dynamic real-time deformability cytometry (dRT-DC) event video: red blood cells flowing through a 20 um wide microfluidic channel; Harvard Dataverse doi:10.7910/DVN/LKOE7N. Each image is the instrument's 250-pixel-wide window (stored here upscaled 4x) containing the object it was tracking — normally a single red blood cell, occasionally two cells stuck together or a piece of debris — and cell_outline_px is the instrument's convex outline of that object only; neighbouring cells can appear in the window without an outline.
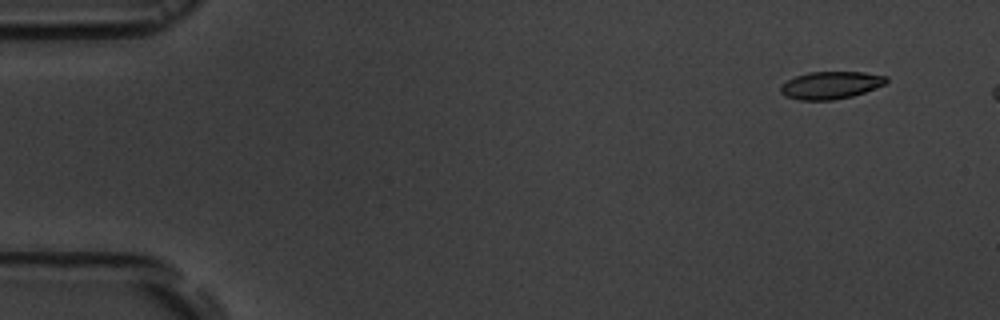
{"species": "common noctule bat (a hibernating species)", "species_latin": "Nyctalus noctula", "temperature_condition": "room temperature", "stored_images_in_passage": 7, "camera_frame_rate_fps": 3000, "um_per_image_px": 0.085, "animal": {"sex": "male", "body_mass_g": 19.5, "forearm_length_mm": 54.6}, "frame": {"image": 1, "passage_image": 2, "time_ms": 1.333, "image_size_px": [1000, 320], "cell_outline_px": [[888, 80], [884, 84], [864, 92], [852, 96], [832, 100], [800, 100], [784, 96], [780, 92], [780, 84], [796, 76], [808, 72], [864, 72], [888, 76]], "centroid_in_image_um": [70.58, 7.24], "position_along_channel_um": 14.4, "area_um2": 16.94}}
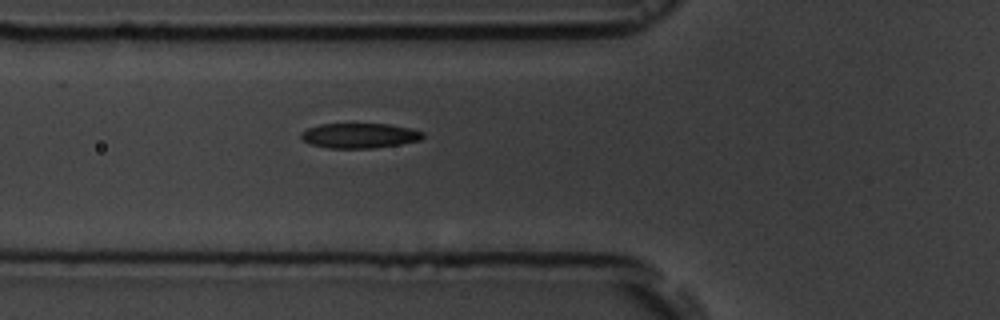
{"frame": {"image": 2, "passage_image": 7, "time_ms": 6.667, "image_size_px": [1000, 320], "cell_outline_px": [[424, 136], [420, 140], [400, 144], [372, 148], [328, 148], [312, 144], [304, 140], [300, 136], [300, 132], [308, 128], [320, 124], [388, 124], [412, 128], [424, 132]], "centroid_in_image_um": [30.58, 11.52], "position_along_channel_um": 95.2, "area_um2": 17.69}}